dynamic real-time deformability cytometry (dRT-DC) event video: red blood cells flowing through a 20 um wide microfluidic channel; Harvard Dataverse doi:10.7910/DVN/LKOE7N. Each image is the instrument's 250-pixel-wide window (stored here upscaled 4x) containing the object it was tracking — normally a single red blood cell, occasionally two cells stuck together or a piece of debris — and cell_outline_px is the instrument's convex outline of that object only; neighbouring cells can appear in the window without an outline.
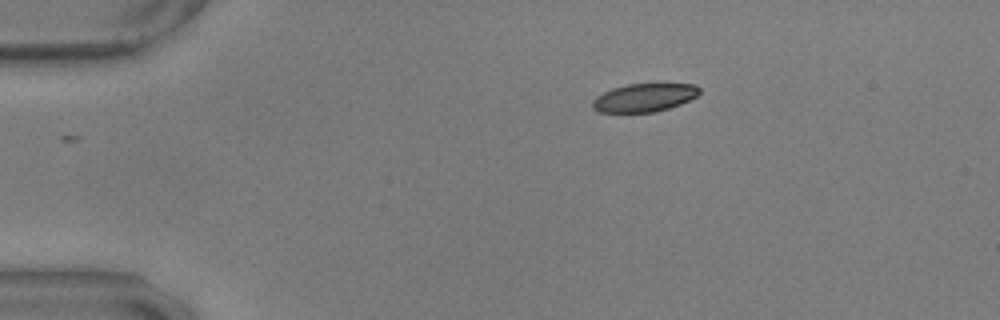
{"species": "common noctule bat (a hibernating species)", "species_latin": "Nyctalus noctula", "temperature_condition": "warm", "stored_images_in_passage": 48, "camera_frame_rate_fps": 3000, "um_per_image_px": 0.085, "animal": {"sex": "male", "body_mass_g": 17.9, "forearm_length_mm": 54.2}, "frame": {"image": 1, "passage_image": 1, "time_ms": 0.0, "image_size_px": [1000, 320], "cell_outline_px": [[700, 92], [696, 96], [680, 104], [656, 112], [600, 112], [592, 108], [592, 100], [596, 96], [612, 88], [628, 84], [696, 84], [700, 88]], "centroid_in_image_um": [54.75, 8.29], "position_along_channel_um": 30.3, "area_um2": 17.51}}
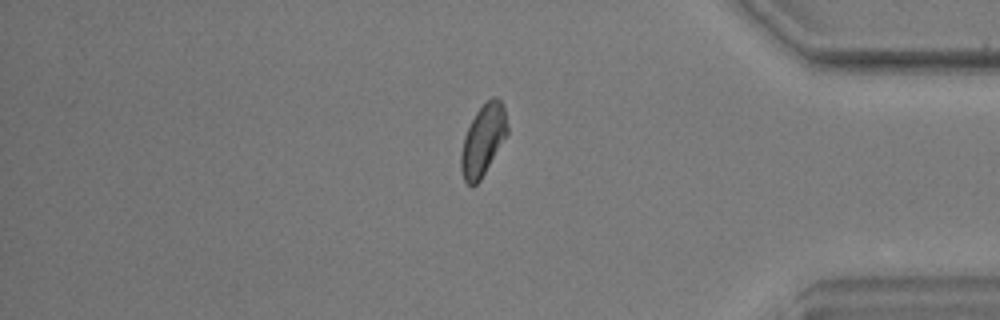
{"frame": {"image": 2, "passage_image": 39, "time_ms": 12.667, "image_size_px": [1000, 320], "cell_outline_px": [[508, 136], [480, 180], [472, 188], [464, 180], [460, 172], [460, 156], [464, 136], [476, 112], [492, 96], [496, 96], [500, 100], [504, 108], [508, 128]], "centroid_in_image_um": [41.07, 11.94], "position_along_channel_um": 394.1, "area_um2": 19.31}}
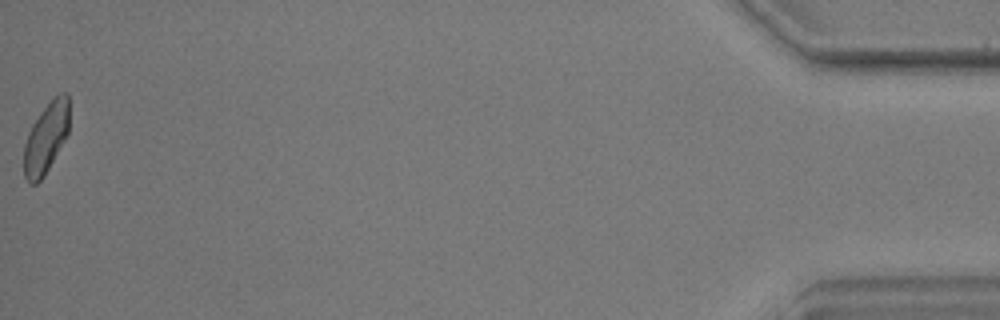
{"frame": {"image": 3, "passage_image": 48, "time_ms": 15.667, "image_size_px": [1000, 320], "cell_outline_px": [[68, 132], [64, 140], [44, 176], [36, 184], [28, 184], [24, 176], [24, 144], [28, 132], [32, 124], [40, 112], [60, 92], [68, 92]], "centroid_in_image_um": [3.89, 11.75], "position_along_channel_um": 431.3, "area_um2": 18.44}, "authors_computed_cell_mechanics": {"area_um2": 19.1607, "velocity_mm_per_s": 3.5242, "shape_relaxation_time_tau1_ms": 5.407, "shape_relaxation_time_tau2_ms": 2.8378, "deformation_change_tau1": 0.1337, "deformation_change_tau2": 0.0719}}